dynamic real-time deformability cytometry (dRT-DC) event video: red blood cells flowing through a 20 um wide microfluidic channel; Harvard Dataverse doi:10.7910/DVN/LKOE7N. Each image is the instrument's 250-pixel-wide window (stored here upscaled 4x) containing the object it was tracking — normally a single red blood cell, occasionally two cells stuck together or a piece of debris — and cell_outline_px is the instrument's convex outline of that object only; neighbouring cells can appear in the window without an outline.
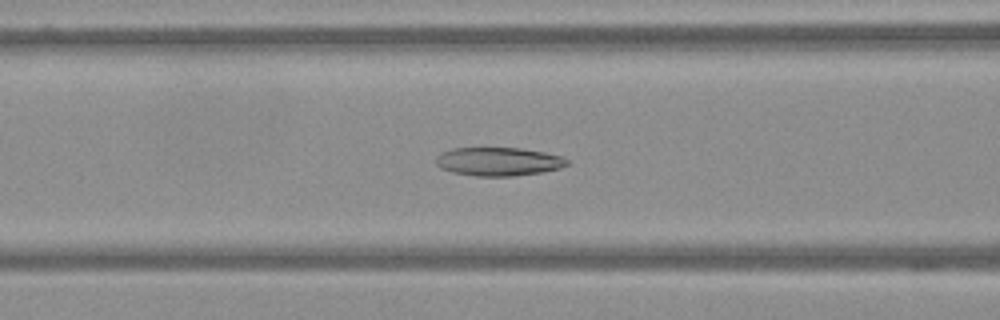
{"species": "Egyptian fruit bat (a non-hibernating species)", "species_latin": "Rousettus aegyptiacus", "temperature_condition": "warm", "stored_images_in_passage": 63, "camera_frame_rate_fps": 3000, "um_per_image_px": 0.085, "frame": {"image": 1, "passage_image": 27, "time_ms": 8.667, "image_size_px": [1000, 320], "cell_outline_px": [[568, 164], [560, 168], [540, 172], [512, 176], [476, 176], [452, 172], [440, 168], [436, 164], [436, 156], [452, 148], [520, 148], [544, 152], [564, 156], [568, 160]], "centroid_in_image_um": [42.37, 13.73], "position_along_channel_um": 124.2, "area_um2": 21.73}}
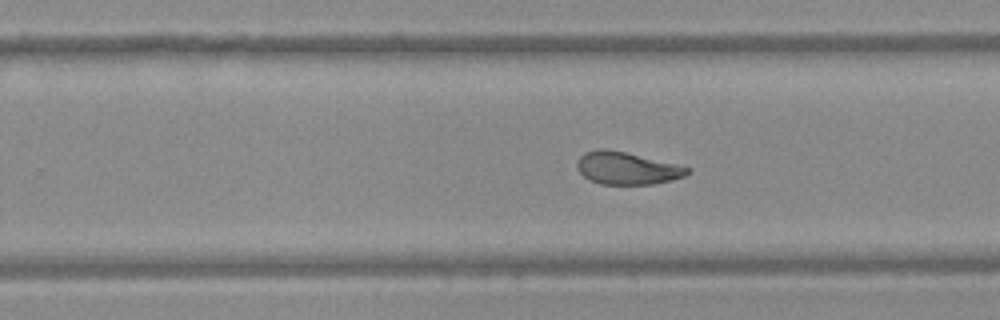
{"frame": {"image": 2, "passage_image": 41, "time_ms": 13.333, "image_size_px": [1000, 320], "cell_outline_px": [[692, 172], [684, 176], [672, 180], [652, 184], [600, 184], [588, 180], [576, 168], [576, 160], [584, 152], [600, 148], [604, 148], [624, 152], [676, 164], [692, 168]], "centroid_in_image_um": [53.26, 14.3], "position_along_channel_um": 276.5, "area_um2": 20.92}}
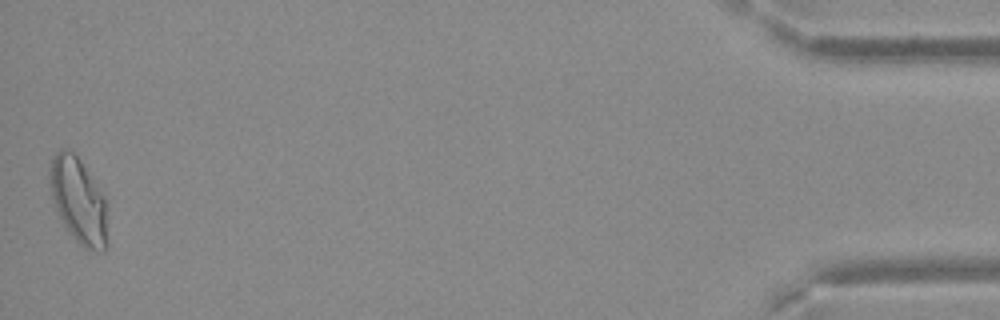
{"frame": {"image": 3, "passage_image": 63, "time_ms": 20.667, "image_size_px": [1000, 320], "cell_outline_px": [[108, 244], [104, 252], [100, 252], [84, 248], [64, 228], [56, 208], [52, 196], [52, 160], [56, 152], [60, 148], [64, 148], [72, 152], [76, 156], [104, 196]], "centroid_in_image_um": [6.71, 17.15], "position_along_channel_um": 428.5, "area_um2": 27.98}}